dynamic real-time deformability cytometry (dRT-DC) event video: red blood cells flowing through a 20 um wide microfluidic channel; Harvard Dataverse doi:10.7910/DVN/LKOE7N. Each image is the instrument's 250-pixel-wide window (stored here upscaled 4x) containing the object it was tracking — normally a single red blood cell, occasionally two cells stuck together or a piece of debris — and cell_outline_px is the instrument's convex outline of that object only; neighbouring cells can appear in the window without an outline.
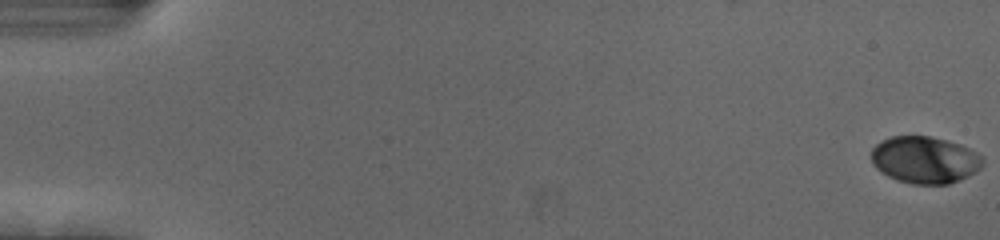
{"species": "human", "species_latin": "Homo sapiens", "temperature_condition": "cold", "stored_images_in_passage": 56, "camera_frame_rate_fps": 3000, "um_per_image_px": 0.085, "donor": {"sex": "female"}, "frame": {"image": 1, "passage_image": 1, "time_ms": 0.0, "image_size_px": [1000, 240], "cell_outline_px": [[984, 160], [980, 168], [968, 176], [960, 180], [948, 184], [912, 184], [896, 180], [888, 176], [876, 168], [872, 164], [872, 148], [876, 144], [892, 136], [928, 136], [960, 144], [968, 148], [980, 156]], "centroid_in_image_um": [78.59, 13.6], "position_along_channel_um": 6.4, "area_um2": 30.29}}
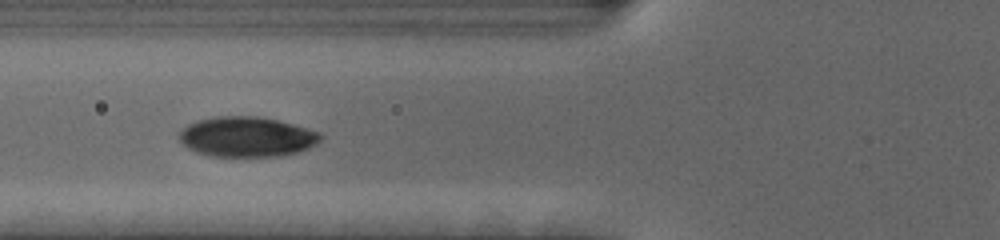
{"frame": {"image": 2, "passage_image": 23, "time_ms": 7.333, "image_size_px": [1000, 240], "cell_outline_px": [[324, 136], [316, 144], [308, 148], [296, 152], [280, 156], [212, 156], [196, 152], [188, 148], [176, 136], [188, 124], [196, 120], [216, 116], [256, 116], [276, 120], [292, 124], [320, 132]], "centroid_in_image_um": [20.96, 11.62], "position_along_channel_um": 104.8, "area_um2": 32.95}}
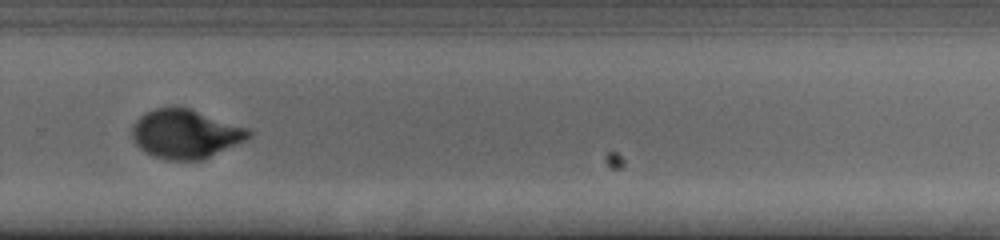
{"frame": {"image": 3, "passage_image": 40, "time_ms": 13.0, "image_size_px": [1000, 240], "cell_outline_px": [[252, 136], [204, 160], [168, 160], [152, 156], [144, 152], [136, 144], [132, 136], [132, 124], [140, 116], [156, 108], [192, 108], [248, 128], [252, 132]], "centroid_in_image_um": [15.77, 11.39], "position_along_channel_um": 314.0, "area_um2": 33.23}, "authors_computed_cell_mechanics": {"area_um2": 32.3391, "velocity_mm_per_s": 3.7079, "shape_relaxation_time_tau1_ms": 2.6458, "shape_relaxation_time_tau2_ms": 0.8317, "deformation_change_tau1": 0.1513, "deformation_change_tau2": 0.0411}}